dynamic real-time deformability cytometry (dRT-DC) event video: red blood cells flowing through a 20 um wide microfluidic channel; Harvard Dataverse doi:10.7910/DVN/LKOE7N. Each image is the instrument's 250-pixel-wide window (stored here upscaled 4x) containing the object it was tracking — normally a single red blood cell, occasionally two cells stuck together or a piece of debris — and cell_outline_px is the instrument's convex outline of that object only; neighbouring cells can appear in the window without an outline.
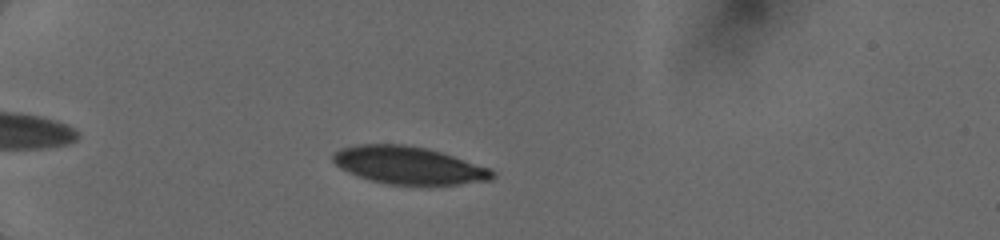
{"species": "human", "species_latin": "Homo sapiens", "temperature_condition": "cold", "stored_images_in_passage": 9, "camera_frame_rate_fps": 3000, "um_per_image_px": 0.085, "donor": {"sex": "female"}, "frame": {"image": 1, "passage_image": 4, "time_ms": 1.667, "image_size_px": [1000, 240], "cell_outline_px": [[496, 176], [492, 180], [428, 188], [388, 184], [368, 180], [356, 176], [340, 168], [332, 160], [332, 152], [340, 148], [360, 144], [404, 144], [424, 148], [440, 152], [492, 168], [496, 172]], "centroid_in_image_um": [34.77, 14.1], "position_along_channel_um": 50.2, "area_um2": 36.07}}
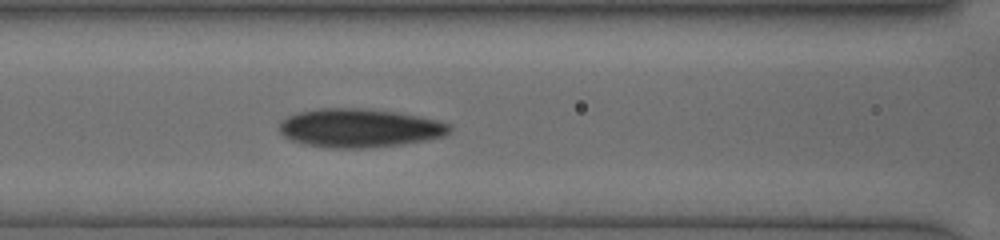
{"frame": {"image": 2, "passage_image": 9, "time_ms": 4.667, "image_size_px": [1000, 240], "cell_outline_px": [[452, 132], [444, 136], [428, 140], [404, 144], [368, 148], [328, 148], [304, 144], [292, 140], [284, 136], [280, 132], [280, 120], [288, 116], [300, 112], [320, 108], [364, 108], [400, 112], [420, 116], [452, 124]], "centroid_in_image_um": [30.61, 10.88], "position_along_channel_um": 136.0, "area_um2": 38.78}}